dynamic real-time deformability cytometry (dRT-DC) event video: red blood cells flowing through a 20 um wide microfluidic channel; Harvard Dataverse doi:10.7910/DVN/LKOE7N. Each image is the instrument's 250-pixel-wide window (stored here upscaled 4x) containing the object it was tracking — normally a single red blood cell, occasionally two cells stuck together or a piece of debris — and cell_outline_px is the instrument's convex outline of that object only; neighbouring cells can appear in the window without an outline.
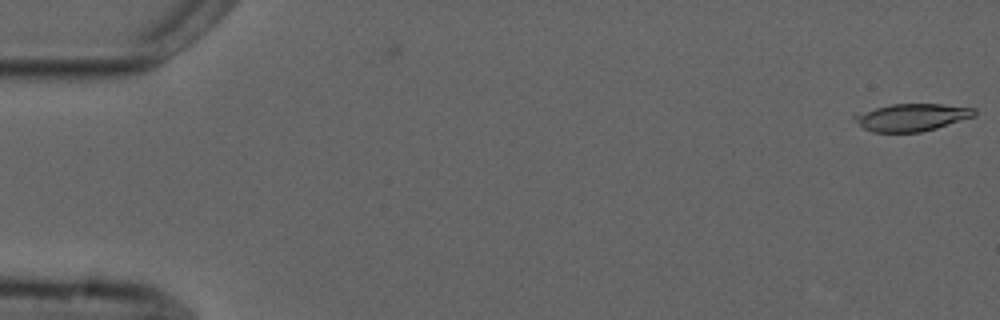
{"species": "common noctule bat (a hibernating species)", "species_latin": "Nyctalus noctula", "temperature_condition": "cold", "stored_images_in_passage": 6, "camera_frame_rate_fps": 3000, "um_per_image_px": 0.085, "animal": {"sex": "male", "forearm_length_mm": 52.5}, "frame": {"image": 1, "passage_image": 1, "time_ms": 0.0, "image_size_px": [1000, 320], "cell_outline_px": [[976, 116], [936, 128], [920, 132], [872, 132], [864, 128], [852, 116], [856, 112], [892, 104], [940, 104], [976, 108]], "centroid_in_image_um": [77.5, 9.96], "position_along_channel_um": 7.5, "area_um2": 19.13}}